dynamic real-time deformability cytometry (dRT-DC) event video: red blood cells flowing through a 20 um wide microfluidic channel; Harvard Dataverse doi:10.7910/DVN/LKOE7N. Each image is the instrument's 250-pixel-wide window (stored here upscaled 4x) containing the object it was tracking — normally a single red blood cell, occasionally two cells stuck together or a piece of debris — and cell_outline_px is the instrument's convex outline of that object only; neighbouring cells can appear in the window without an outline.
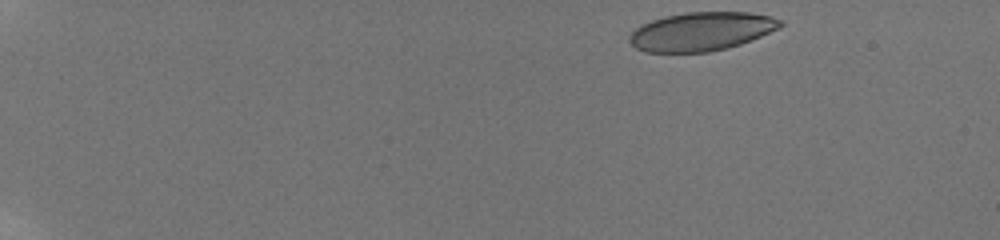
{"species": "human", "species_latin": "Homo sapiens", "temperature_condition": "room temperature", "stored_images_in_passage": 38, "camera_frame_rate_fps": 3000, "um_per_image_px": 0.085, "donor": {"sex": "male"}, "frame": {"image": 1, "passage_image": 1, "time_ms": 0.0, "image_size_px": [1000, 240], "cell_outline_px": [[784, 24], [780, 28], [740, 44], [728, 48], [708, 52], [644, 52], [636, 48], [628, 40], [628, 36], [640, 24], [664, 16], [684, 12], [748, 12], [768, 16], [784, 20]], "centroid_in_image_um": [59.6, 2.67], "position_along_channel_um": 25.4, "area_um2": 34.1}}
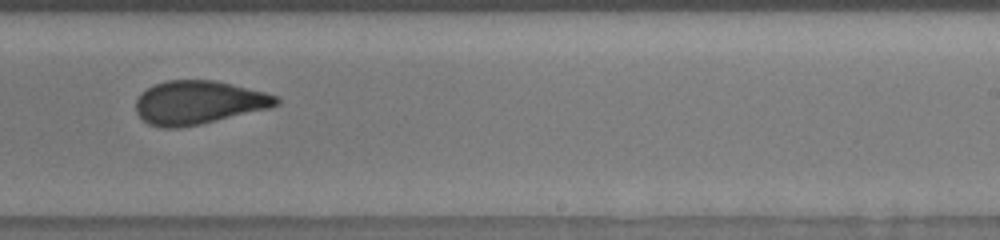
{"frame": {"image": 2, "passage_image": 19, "time_ms": 10.333, "image_size_px": [1000, 240], "cell_outline_px": [[280, 104], [268, 108], [200, 124], [180, 128], [160, 128], [148, 124], [136, 112], [136, 100], [140, 92], [156, 84], [168, 80], [216, 80], [264, 92], [276, 96], [280, 100]], "centroid_in_image_um": [16.84, 8.71], "position_along_channel_um": 272.2, "area_um2": 35.43}}
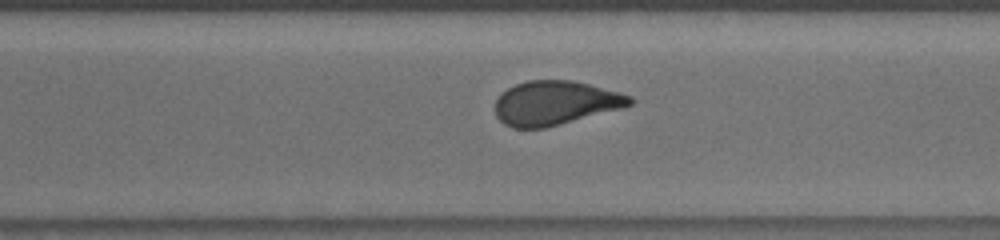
{"frame": {"image": 3, "passage_image": 23, "time_ms": 11.667, "image_size_px": [1000, 240], "cell_outline_px": [[636, 100], [632, 104], [620, 108], [560, 124], [544, 128], [512, 128], [504, 124], [496, 116], [496, 100], [500, 92], [516, 84], [528, 80], [572, 80], [620, 92], [632, 96]], "centroid_in_image_um": [47.18, 8.74], "position_along_channel_um": 323.4, "area_um2": 34.51}, "authors_computed_cell_mechanics": {"area_um2": 35.3158, "velocity_mm_per_s": 3.8575, "shape_relaxation_time_tau1_ms": 7.246, "shape_relaxation_time_tau2_ms": 1.1072, "deformation_change_tau1": 0.1887, "deformation_change_tau2": 0.0609}}